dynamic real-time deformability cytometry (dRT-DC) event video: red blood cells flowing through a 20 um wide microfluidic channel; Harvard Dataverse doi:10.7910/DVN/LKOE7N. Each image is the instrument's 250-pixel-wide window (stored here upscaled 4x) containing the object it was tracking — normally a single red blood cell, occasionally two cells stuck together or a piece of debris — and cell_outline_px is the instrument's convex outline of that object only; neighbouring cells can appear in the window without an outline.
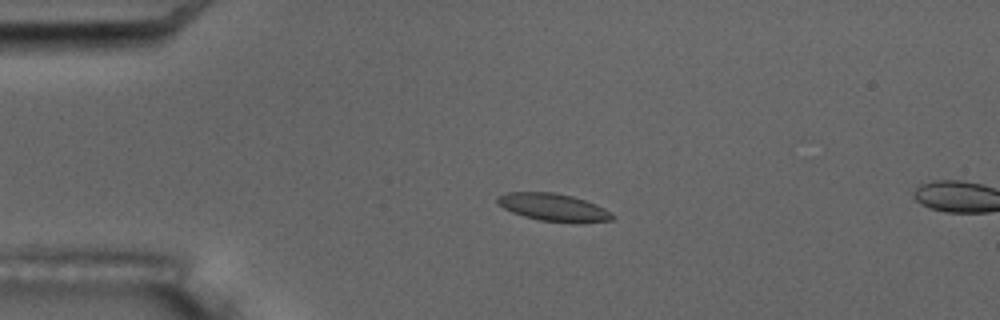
{"species": "common noctule bat (a hibernating species)", "species_latin": "Nyctalus noctula", "temperature_condition": "room temperature", "stored_images_in_passage": 5, "camera_frame_rate_fps": 3000, "um_per_image_px": 0.085, "animal": {"sex": "male", "body_mass_g": 17.5, "forearm_length_mm": 52.3}, "frame": {"image": 1, "passage_image": 4, "time_ms": 3.667, "image_size_px": [1000, 320], "cell_outline_px": [[616, 216], [612, 220], [580, 224], [540, 220], [524, 216], [512, 212], [496, 204], [496, 196], [508, 192], [556, 192], [572, 196], [596, 204], [604, 208]], "centroid_in_image_um": [47.05, 17.63], "position_along_channel_um": 37.9, "area_um2": 18.79}}